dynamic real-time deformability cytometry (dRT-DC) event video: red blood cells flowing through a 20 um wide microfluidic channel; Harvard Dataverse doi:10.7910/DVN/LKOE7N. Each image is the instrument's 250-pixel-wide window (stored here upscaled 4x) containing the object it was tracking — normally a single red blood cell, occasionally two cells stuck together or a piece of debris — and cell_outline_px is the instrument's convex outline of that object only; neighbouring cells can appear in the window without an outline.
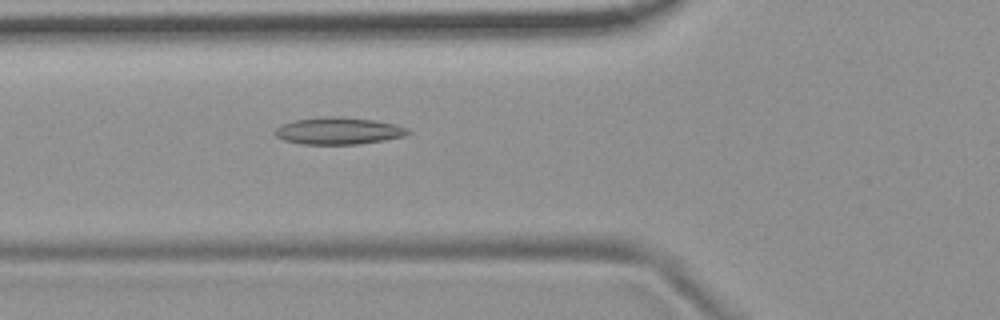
{"species": "common noctule bat (a hibernating species)", "species_latin": "Nyctalus noctula", "temperature_condition": "room temperature", "stored_images_in_passage": 51, "camera_frame_rate_fps": 3000, "um_per_image_px": 0.085, "animal": {"sex": "female", "body_mass_g": 19.9}, "frame": {"image": 1, "passage_image": 20, "time_ms": 6.333, "image_size_px": [1000, 320], "cell_outline_px": [[412, 132], [404, 136], [384, 140], [360, 144], [304, 144], [284, 140], [276, 136], [272, 132], [276, 128], [284, 124], [296, 120], [324, 116], [340, 116], [372, 120], [396, 124], [408, 128]], "centroid_in_image_um": [28.79, 11.12], "position_along_channel_um": 97.0, "area_um2": 20.92}}
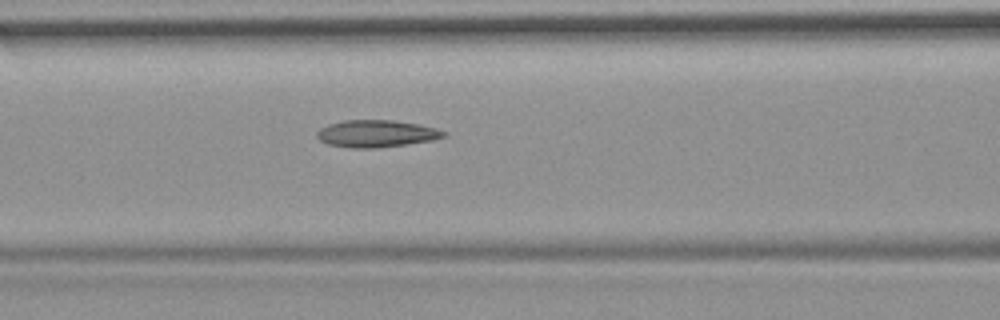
{"frame": {"image": 2, "passage_image": 23, "time_ms": 7.333, "image_size_px": [1000, 320], "cell_outline_px": [[448, 136], [432, 140], [376, 148], [352, 148], [328, 144], [320, 140], [316, 136], [316, 132], [320, 128], [328, 124], [344, 120], [392, 120], [420, 124], [436, 128], [448, 132]], "centroid_in_image_um": [32.0, 11.35], "position_along_channel_um": 134.6, "area_um2": 20.11}}
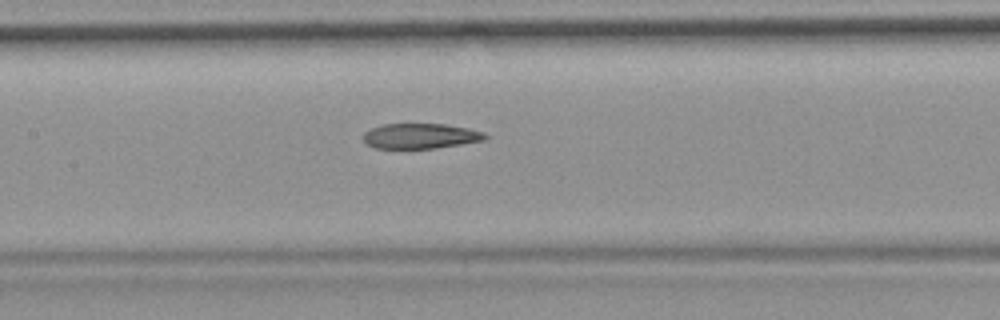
{"frame": {"image": 3, "passage_image": 26, "time_ms": 8.333, "image_size_px": [1000, 320], "cell_outline_px": [[488, 136], [484, 140], [436, 148], [376, 148], [368, 144], [364, 140], [364, 132], [372, 128], [384, 124], [444, 124], [468, 128], [484, 132]], "centroid_in_image_um": [35.76, 11.56], "position_along_channel_um": 171.6, "area_um2": 17.69}, "authors_computed_cell_mechanics": {"area_um2": 19.7676, "velocity_mm_per_s": 3.7229, "shape_relaxation_time_tau1_ms": null, "shape_relaxation_time_tau2_ms": 5.0349, "deformation_change_tau1": null, "deformation_change_tau2": 0.143}}